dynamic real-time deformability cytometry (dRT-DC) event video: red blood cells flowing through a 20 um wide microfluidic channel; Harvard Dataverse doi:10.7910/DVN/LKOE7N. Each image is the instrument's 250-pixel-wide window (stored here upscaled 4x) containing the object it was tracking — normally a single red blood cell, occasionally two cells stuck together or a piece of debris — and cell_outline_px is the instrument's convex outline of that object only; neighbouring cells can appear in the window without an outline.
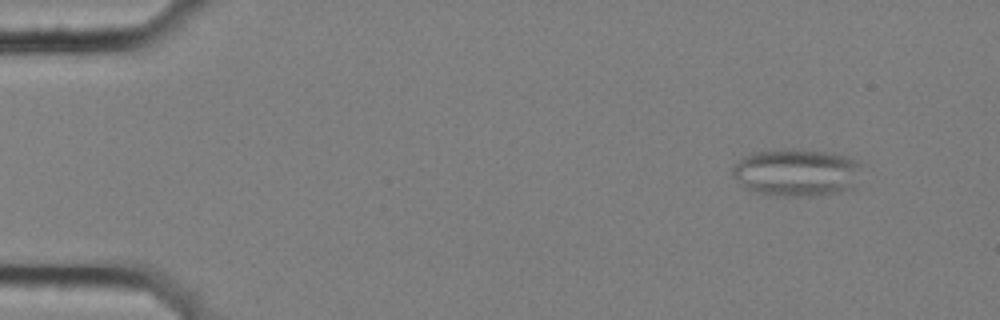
{"species": "common noctule bat (a hibernating species)", "species_latin": "Nyctalus noctula", "temperature_condition": "cold", "stored_images_in_passage": 4, "camera_frame_rate_fps": 3000, "um_per_image_px": 0.085, "animal": {"sex": "female", "body_mass_g": 25.1}, "frame": {"image": 1, "passage_image": 1, "time_ms": 0.0, "image_size_px": [1000, 320], "cell_outline_px": [[864, 164], [856, 188], [840, 192], [820, 196], [776, 196], [748, 192], [732, 176], [732, 164], [744, 156], [752, 152], [784, 148], [800, 148], [824, 152], [844, 156], [856, 160]], "centroid_in_image_um": [67.7, 14.67], "position_along_channel_um": 17.3, "area_um2": 37.11}}